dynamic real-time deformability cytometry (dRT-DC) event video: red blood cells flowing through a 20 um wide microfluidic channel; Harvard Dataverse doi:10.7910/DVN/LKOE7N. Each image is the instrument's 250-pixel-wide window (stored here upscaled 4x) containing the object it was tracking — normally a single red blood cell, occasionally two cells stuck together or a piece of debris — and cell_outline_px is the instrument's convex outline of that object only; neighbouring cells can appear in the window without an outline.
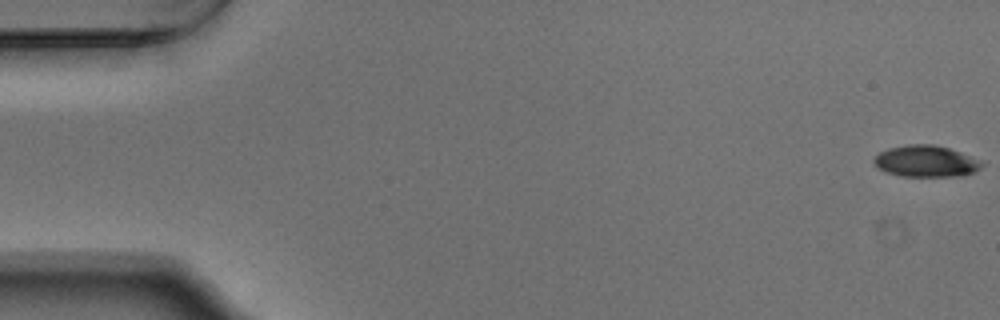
{"species": "Egyptian fruit bat (a non-hibernating species)", "species_latin": "Rousettus aegyptiacus", "temperature_condition": "warm", "stored_images_in_passage": 49, "camera_frame_rate_fps": 3000, "um_per_image_px": 0.085, "animal": {"sex": "male"}, "frame": {"image": 1, "passage_image": 1, "time_ms": 0.0, "image_size_px": [1000, 320], "cell_outline_px": [[984, 164], [980, 168], [964, 176], [900, 176], [884, 172], [872, 160], [880, 152], [888, 148], [908, 144], [932, 144], [948, 148], [960, 152]], "centroid_in_image_um": [78.66, 13.71], "position_along_channel_um": 6.3, "area_um2": 19.54}}
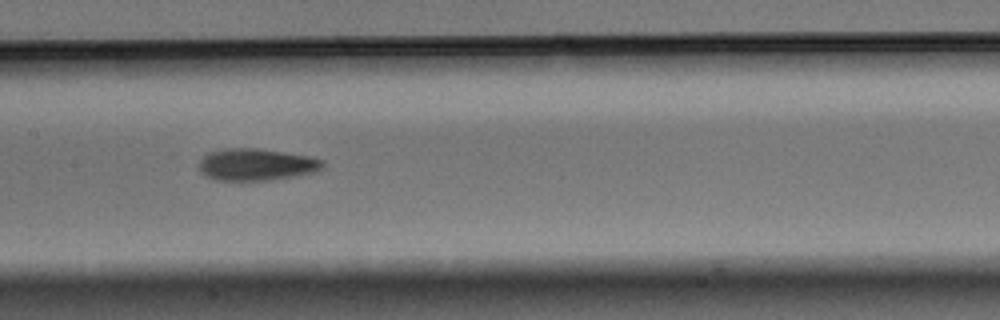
{"frame": {"image": 2, "passage_image": 27, "time_ms": 8.667, "image_size_px": [1000, 320], "cell_outline_px": [[324, 168], [312, 172], [292, 176], [268, 180], [216, 180], [204, 176], [200, 172], [200, 160], [208, 152], [224, 148], [256, 148], [308, 156], [324, 160]], "centroid_in_image_um": [21.75, 13.98], "position_along_channel_um": 185.7, "area_um2": 22.89}}
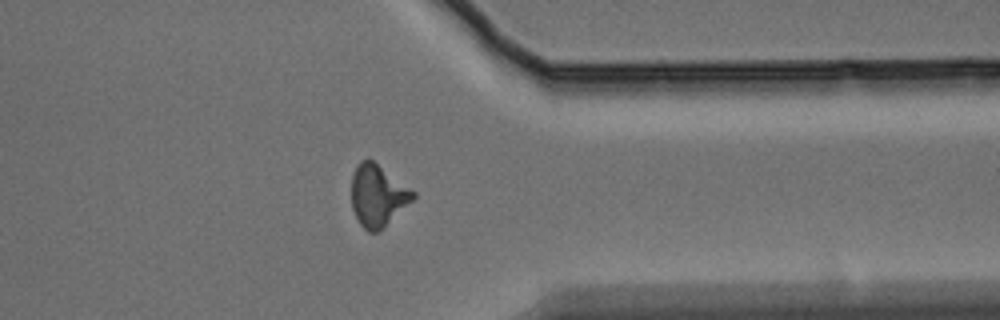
{"frame": {"image": 3, "passage_image": 43, "time_ms": 14.0, "image_size_px": [1000, 320], "cell_outline_px": [[416, 196], [412, 200], [376, 232], [368, 232], [360, 224], [352, 208], [352, 172], [356, 164], [360, 160], [372, 160], [416, 192]], "centroid_in_image_um": [32.07, 16.59], "position_along_channel_um": 379.3, "area_um2": 21.62}}